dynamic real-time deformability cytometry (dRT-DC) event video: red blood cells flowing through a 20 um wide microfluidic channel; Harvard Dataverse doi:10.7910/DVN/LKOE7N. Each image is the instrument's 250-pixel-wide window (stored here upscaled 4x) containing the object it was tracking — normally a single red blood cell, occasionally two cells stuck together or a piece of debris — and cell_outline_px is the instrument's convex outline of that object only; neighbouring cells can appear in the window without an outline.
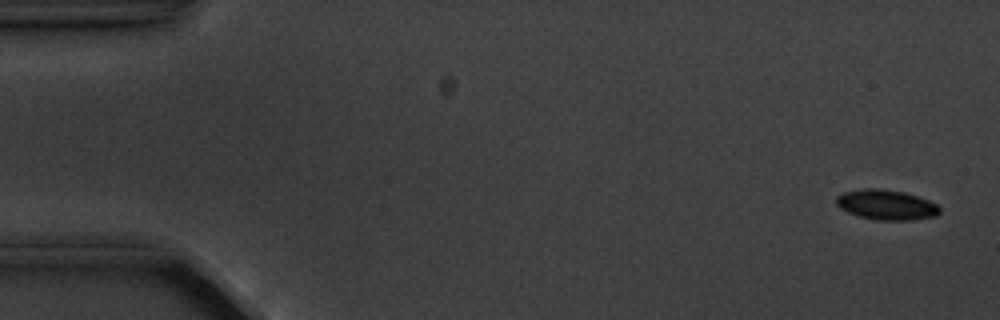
{"species": "common noctule bat (a hibernating species)", "species_latin": "Nyctalus noctula", "temperature_condition": "cold", "stored_images_in_passage": 6, "camera_frame_rate_fps": 3000, "um_per_image_px": 0.085, "animal": {"sex": "male", "body_mass_g": 20.1, "forearm_length_mm": 53.5}, "frame": {"image": 1, "passage_image": 6, "time_ms": 6.667, "image_size_px": [1000, 320], "cell_outline_px": [[940, 212], [936, 216], [912, 220], [876, 220], [860, 216], [848, 212], [840, 208], [836, 204], [836, 196], [844, 192], [860, 188], [880, 188], [904, 192], [928, 200], [936, 204], [940, 208]], "centroid_in_image_um": [75.32, 17.4], "position_along_channel_um": 9.7, "area_um2": 18.15}}